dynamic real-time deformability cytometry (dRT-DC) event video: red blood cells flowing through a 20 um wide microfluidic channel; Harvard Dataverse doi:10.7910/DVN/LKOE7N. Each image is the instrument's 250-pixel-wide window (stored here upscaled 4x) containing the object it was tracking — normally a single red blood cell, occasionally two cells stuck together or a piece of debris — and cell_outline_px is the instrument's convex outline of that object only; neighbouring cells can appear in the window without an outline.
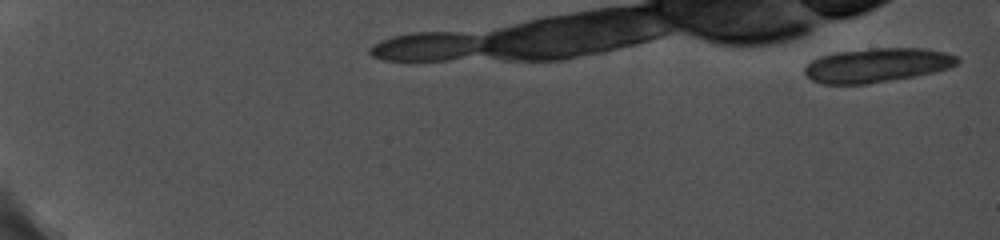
{"species": "common noctule bat (a hibernating species)", "species_latin": "Nyctalus noctula", "temperature_condition": "cold", "stored_images_in_passage": 6, "camera_frame_rate_fps": 5000, "um_per_image_px": 0.085, "animal": {"sex": "female", "body_mass_g": 19.0, "forearm_length_mm": 56.7}, "frame": {"image": 1, "passage_image": 1, "time_ms": 0.0, "image_size_px": [1000, 240], "cell_outline_px": [[960, 60], [956, 64], [948, 68], [932, 72], [912, 76], [864, 84], [824, 84], [812, 80], [804, 72], [804, 68], [812, 60], [820, 56], [836, 52], [876, 48], [924, 48], [944, 52], [960, 56]], "centroid_in_image_um": [74.55, 5.53], "position_along_channel_um": 10.5, "area_um2": 30.06}}